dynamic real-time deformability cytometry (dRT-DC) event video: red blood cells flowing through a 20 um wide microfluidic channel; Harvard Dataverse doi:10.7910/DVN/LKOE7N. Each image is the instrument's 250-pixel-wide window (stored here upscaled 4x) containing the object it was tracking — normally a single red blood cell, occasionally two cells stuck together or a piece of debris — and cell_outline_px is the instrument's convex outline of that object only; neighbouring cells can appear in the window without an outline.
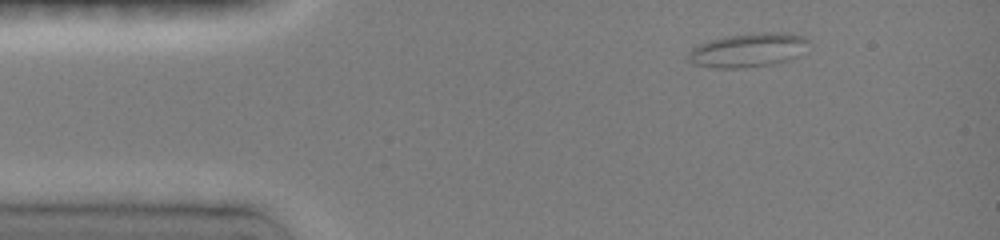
{"species": "common noctule bat (a hibernating species)", "species_latin": "Nyctalus noctula", "temperature_condition": "room temperature", "stored_images_in_passage": 8, "camera_frame_rate_fps": 3000, "um_per_image_px": 0.085, "animal": {"sex": "female", "body_mass_g": 19.0, "forearm_length_mm": 51.5}, "frame": {"image": 1, "passage_image": 1, "time_ms": 0.0, "image_size_px": [1000, 240], "cell_outline_px": [[808, 40], [796, 56], [788, 60], [772, 64], [740, 68], [716, 68], [696, 64], [688, 60], [688, 56], [692, 48], [700, 44], [732, 36], [776, 32], [804, 36]], "centroid_in_image_um": [63.56, 4.29], "position_along_channel_um": 21.4, "area_um2": 22.66}}
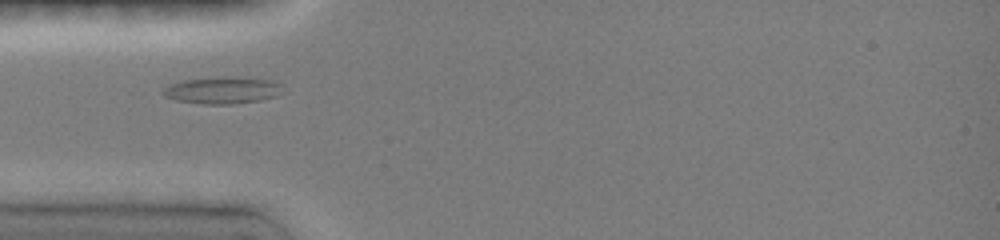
{"frame": {"image": 2, "passage_image": 5, "time_ms": 3.0, "image_size_px": [1000, 240], "cell_outline_px": [[280, 84], [276, 96], [260, 100], [232, 104], [204, 104], [176, 100], [164, 96], [164, 88], [172, 84], [184, 80], [268, 80]], "centroid_in_image_um": [18.83, 7.75], "position_along_channel_um": 66.2, "area_um2": 16.99}}
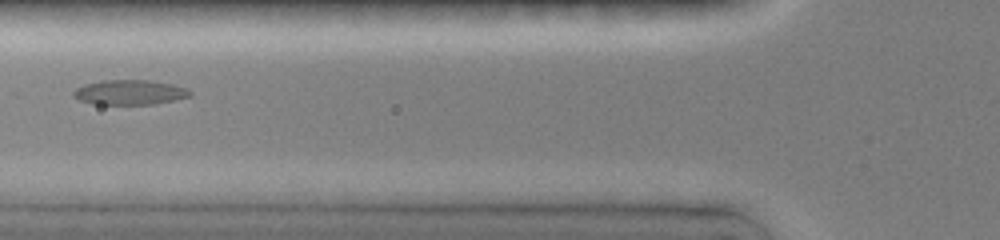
{"frame": {"image": 3, "passage_image": 7, "time_ms": 4.333, "image_size_px": [1000, 240], "cell_outline_px": [[192, 92], [188, 96], [172, 100], [152, 104], [92, 104], [80, 100], [72, 92], [76, 88], [84, 84], [104, 80], [148, 80], [172, 84], [184, 88]], "centroid_in_image_um": [10.98, 7.84], "position_along_channel_um": 114.8, "area_um2": 16.53}}